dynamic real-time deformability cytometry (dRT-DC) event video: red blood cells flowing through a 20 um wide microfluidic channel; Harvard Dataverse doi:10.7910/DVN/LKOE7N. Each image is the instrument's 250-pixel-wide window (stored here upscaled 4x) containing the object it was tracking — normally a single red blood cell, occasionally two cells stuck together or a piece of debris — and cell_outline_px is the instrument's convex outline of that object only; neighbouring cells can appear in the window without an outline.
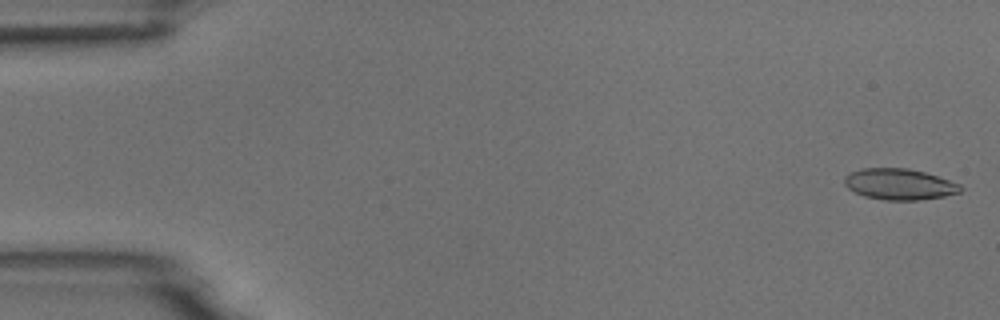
{"species": "common noctule bat (a hibernating species)", "species_latin": "Nyctalus noctula", "temperature_condition": "room temperature", "stored_images_in_passage": 5, "camera_frame_rate_fps": 3000, "um_per_image_px": 0.085, "animal": {"sex": "male", "body_mass_g": 18.8}, "frame": {"image": 1, "passage_image": 1, "time_ms": 0.0, "image_size_px": [1000, 320], "cell_outline_px": [[964, 188], [960, 192], [944, 196], [920, 200], [884, 200], [864, 196], [848, 188], [844, 184], [844, 176], [852, 172], [864, 168], [908, 168], [924, 172], [960, 184]], "centroid_in_image_um": [76.45, 15.66], "position_along_channel_um": 8.6, "area_um2": 20.92}}
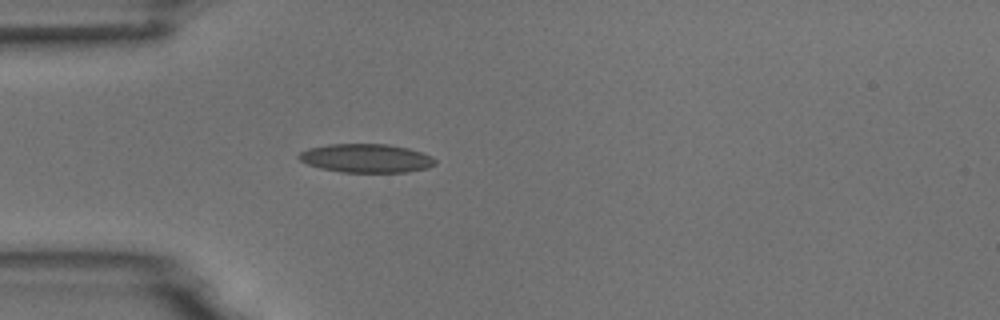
{"frame": {"image": 2, "passage_image": 5, "time_ms": 4.667, "image_size_px": [1000, 320], "cell_outline_px": [[436, 164], [428, 168], [408, 172], [340, 172], [320, 168], [308, 164], [300, 160], [296, 156], [300, 152], [308, 148], [328, 144], [388, 144], [408, 148], [432, 156], [436, 160]], "centroid_in_image_um": [31.12, 13.45], "position_along_channel_um": 53.9, "area_um2": 22.89}}